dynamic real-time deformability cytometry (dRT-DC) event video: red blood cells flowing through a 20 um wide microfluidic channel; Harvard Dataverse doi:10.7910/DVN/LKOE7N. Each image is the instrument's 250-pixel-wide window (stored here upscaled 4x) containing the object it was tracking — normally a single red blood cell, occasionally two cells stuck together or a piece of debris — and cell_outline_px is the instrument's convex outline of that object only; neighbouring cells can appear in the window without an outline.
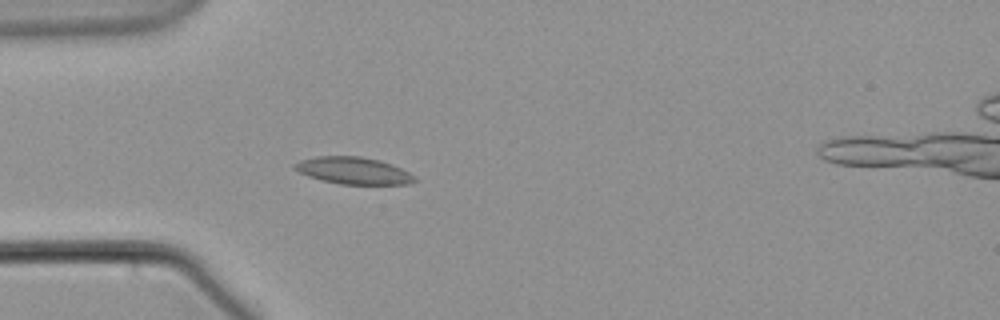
{"species": "common noctule bat (a hibernating species)", "species_latin": "Nyctalus noctula", "temperature_condition": "warm", "stored_images_in_passage": 43, "segment_of_instrument_passage": [1, 2], "camera_frame_rate_fps": 3000, "um_per_image_px": 0.085, "animal": {"sex": "male", "body_mass_g": 21.5, "forearm_length_mm": 52.0}, "frame": {"image": 1, "passage_image": 1, "time_ms": 0.0, "image_size_px": [1000, 320], "cell_outline_px": [[420, 180], [408, 184], [340, 184], [320, 180], [308, 176], [292, 168], [292, 164], [300, 160], [316, 156], [360, 156], [380, 160], [392, 164], [416, 176]], "centroid_in_image_um": [30.04, 14.5], "position_along_channel_um": 55.0, "area_um2": 19.07}}
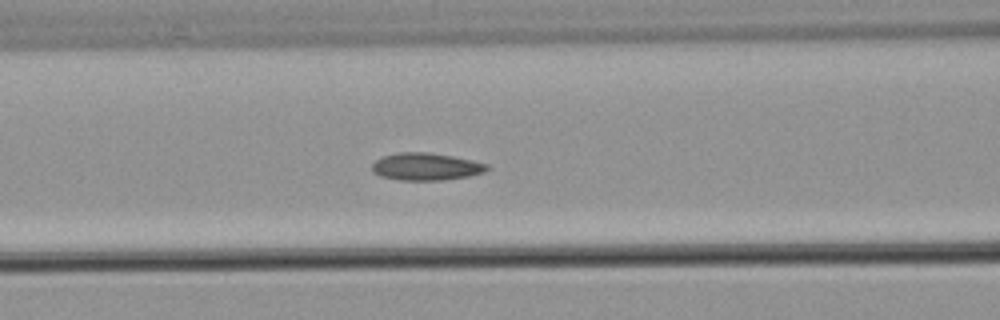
{"frame": {"image": 2, "passage_image": 8, "time_ms": 2.333, "image_size_px": [1000, 320], "cell_outline_px": [[492, 168], [484, 172], [468, 176], [444, 180], [400, 180], [380, 176], [372, 172], [372, 164], [376, 160], [384, 156], [396, 152], [428, 152], [452, 156], [472, 160], [488, 164]], "centroid_in_image_um": [36.22, 14.16], "position_along_channel_um": 130.4, "area_um2": 18.44}}
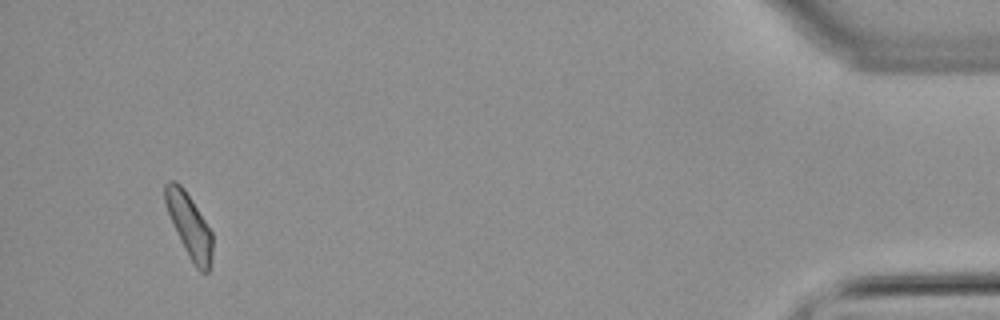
{"frame": {"image": 3, "passage_image": 39, "time_ms": 12.667, "image_size_px": [1000, 320], "cell_outline_px": [[212, 260], [208, 272], [200, 272], [196, 268], [188, 256], [172, 224], [164, 204], [164, 184], [168, 180], [176, 180], [184, 188], [212, 232]], "centroid_in_image_um": [16.06, 19.16], "position_along_channel_um": 419.1, "area_um2": 17.69}}